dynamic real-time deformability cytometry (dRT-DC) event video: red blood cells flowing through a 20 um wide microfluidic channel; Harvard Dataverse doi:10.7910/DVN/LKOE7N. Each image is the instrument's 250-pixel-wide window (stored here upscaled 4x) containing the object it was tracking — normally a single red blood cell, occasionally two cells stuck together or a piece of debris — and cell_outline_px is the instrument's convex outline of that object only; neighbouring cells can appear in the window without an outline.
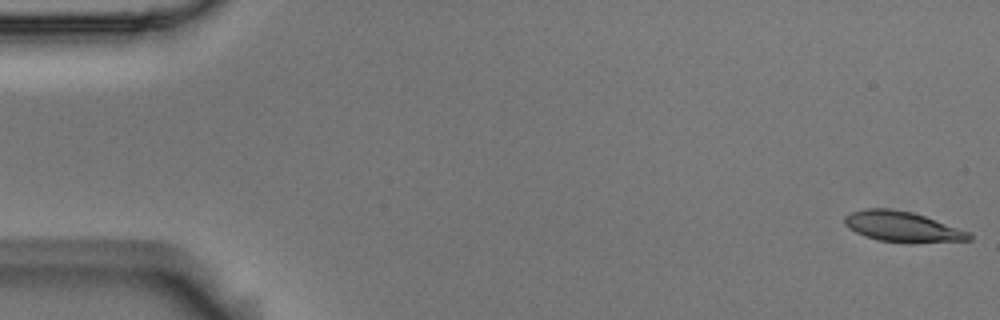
{"species": "Egyptian fruit bat (a non-hibernating species)", "species_latin": "Rousettus aegyptiacus", "temperature_condition": "room temperature", "stored_images_in_passage": 6, "camera_frame_rate_fps": 3000, "um_per_image_px": 0.085, "animal": {"sex": "male"}, "frame": {"image": 1, "passage_image": 1, "time_ms": 0.0, "image_size_px": [1000, 320], "cell_outline_px": [[972, 240], [912, 244], [880, 240], [864, 236], [848, 228], [844, 224], [844, 216], [852, 212], [864, 208], [888, 208], [912, 212], [924, 216], [968, 232], [972, 236]], "centroid_in_image_um": [76.67, 19.28], "position_along_channel_um": 8.3, "area_um2": 22.14}}
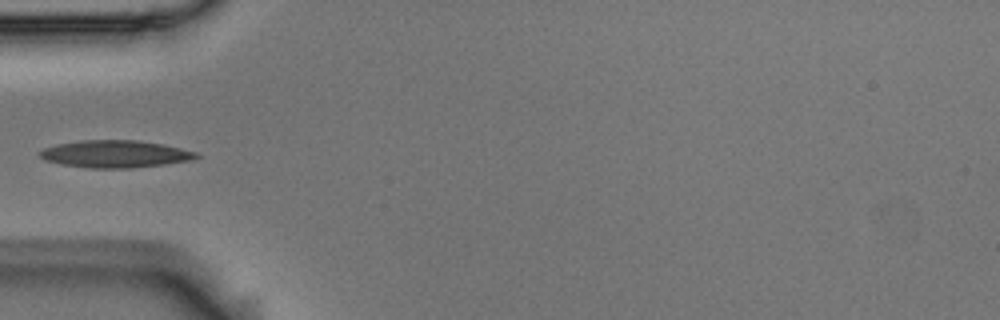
{"frame": {"image": 2, "passage_image": 5, "time_ms": 1.333, "image_size_px": [1000, 320], "cell_outline_px": [[200, 156], [192, 160], [164, 164], [132, 168], [92, 168], [64, 164], [44, 160], [40, 156], [40, 152], [44, 148], [56, 144], [80, 140], [136, 140], [164, 144], [196, 152]], "centroid_in_image_um": [9.81, 13.08], "position_along_channel_um": 75.2, "area_um2": 24.74}}
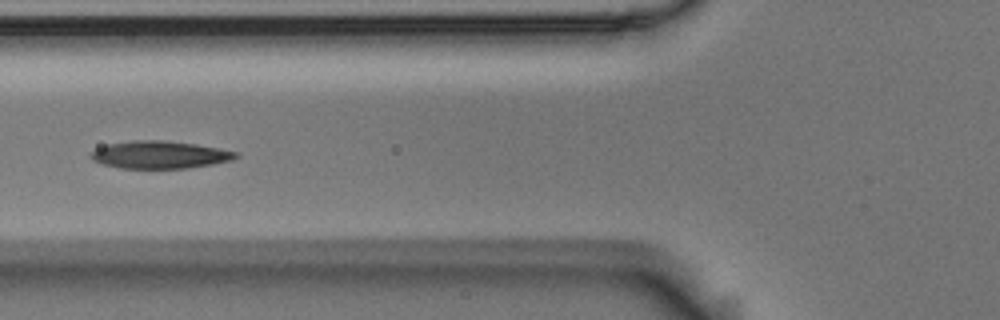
{"frame": {"image": 3, "passage_image": 6, "time_ms": 1.667, "image_size_px": [1000, 320], "cell_outline_px": [[240, 156], [232, 160], [212, 164], [188, 168], [120, 168], [100, 164], [92, 160], [88, 156], [96, 148], [108, 144], [132, 140], [164, 140], [196, 144], [220, 148], [240, 152]], "centroid_in_image_um": [13.58, 13.15], "position_along_channel_um": 112.2, "area_um2": 23.52}}